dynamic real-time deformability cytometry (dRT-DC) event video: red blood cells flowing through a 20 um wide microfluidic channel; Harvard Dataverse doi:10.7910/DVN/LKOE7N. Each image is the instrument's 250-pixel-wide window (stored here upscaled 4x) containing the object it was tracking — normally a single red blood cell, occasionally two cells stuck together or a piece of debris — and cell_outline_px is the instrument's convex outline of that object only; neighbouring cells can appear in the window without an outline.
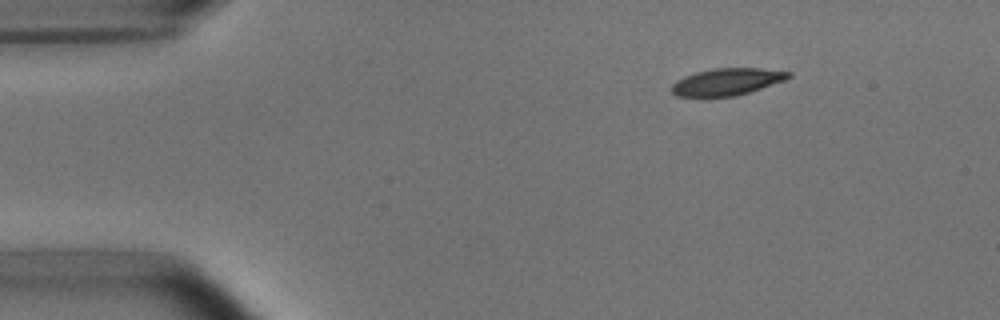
{"species": "common noctule bat (a hibernating species)", "species_latin": "Nyctalus noctula", "temperature_condition": "room temperature", "stored_images_in_passage": 5, "camera_frame_rate_fps": 3000, "um_per_image_px": 0.085, "animal": {"sex": "male", "body_mass_g": 15.6}, "frame": {"image": 1, "passage_image": 1, "time_ms": 0.0, "image_size_px": [1000, 320], "cell_outline_px": [[792, 76], [784, 80], [748, 92], [732, 96], [676, 96], [672, 92], [672, 84], [676, 80], [684, 76], [696, 72], [712, 68], [760, 68], [792, 72]], "centroid_in_image_um": [61.77, 6.93], "position_along_channel_um": 23.2, "area_um2": 18.15}}
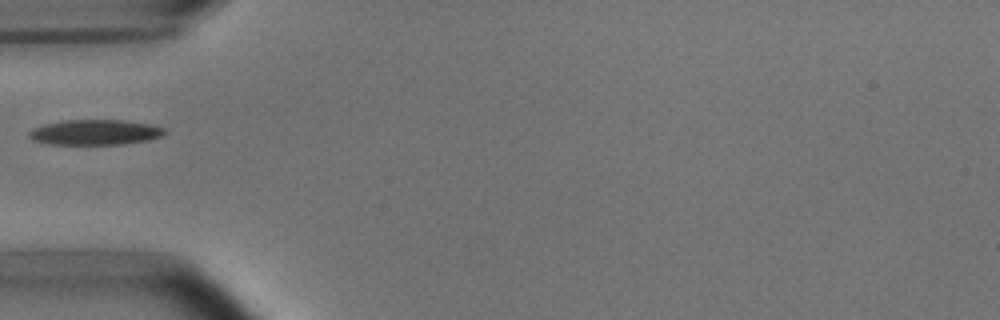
{"frame": {"image": 2, "passage_image": 4, "time_ms": 3.333, "image_size_px": [1000, 320], "cell_outline_px": [[168, 132], [164, 136], [148, 140], [124, 144], [48, 144], [32, 140], [28, 136], [28, 132], [32, 128], [44, 124], [64, 120], [124, 120], [152, 124], [168, 128]], "centroid_in_image_um": [8.14, 11.24], "position_along_channel_um": 76.9, "area_um2": 20.35}}